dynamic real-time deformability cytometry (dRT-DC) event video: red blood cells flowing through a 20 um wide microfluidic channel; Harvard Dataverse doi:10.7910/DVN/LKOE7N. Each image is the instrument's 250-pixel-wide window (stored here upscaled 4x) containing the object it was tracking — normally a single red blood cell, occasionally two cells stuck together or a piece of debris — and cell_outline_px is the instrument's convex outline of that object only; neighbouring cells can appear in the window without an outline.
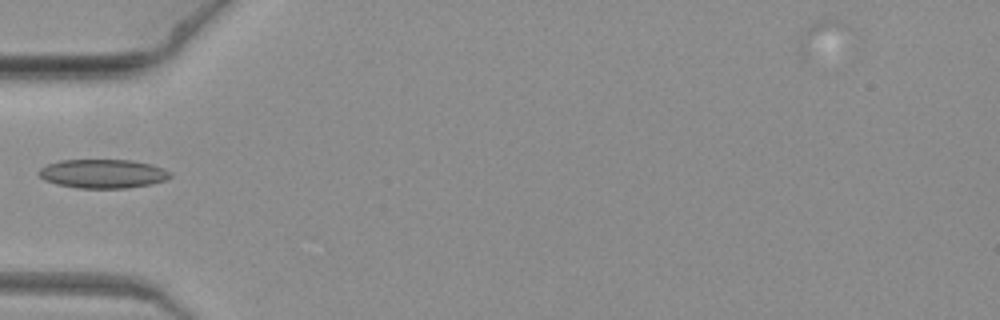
{"species": "common noctule bat (a hibernating species)", "species_latin": "Nyctalus noctula", "temperature_condition": "warm", "stored_images_in_passage": 12, "camera_frame_rate_fps": 3000, "um_per_image_px": 0.085, "animal": {"sex": "female", "body_mass_g": 19.3, "forearm_length_mm": 54.1}, "frame": {"image": 1, "passage_image": 4, "time_ms": 1.0, "image_size_px": [1000, 320], "cell_outline_px": [[172, 176], [164, 180], [152, 184], [128, 188], [76, 188], [56, 184], [44, 180], [36, 172], [40, 168], [48, 164], [60, 160], [132, 160], [152, 164], [164, 168], [172, 172]], "centroid_in_image_um": [8.75, 14.76], "position_along_channel_um": 76.2, "area_um2": 22.37}}
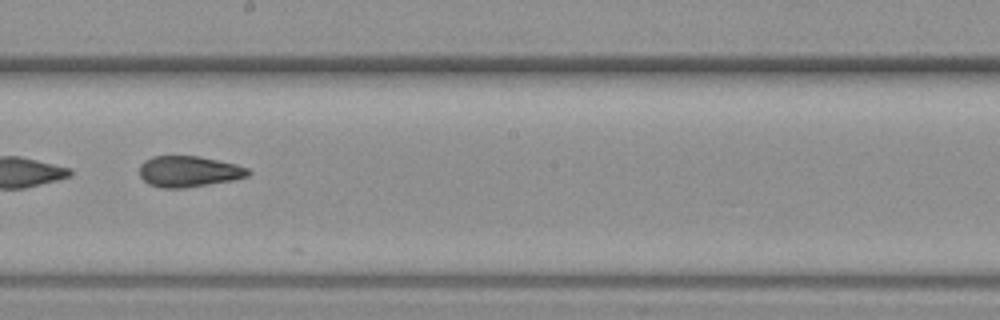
{"frame": {"image": 2, "passage_image": 9, "time_ms": 2.667, "image_size_px": [1000, 320], "cell_outline_px": [[252, 172], [248, 176], [232, 180], [184, 188], [160, 188], [148, 184], [140, 176], [140, 164], [144, 160], [152, 156], [200, 156], [236, 164], [248, 168]], "centroid_in_image_um": [16.03, 14.57], "position_along_channel_um": 232.2, "area_um2": 19.71}}
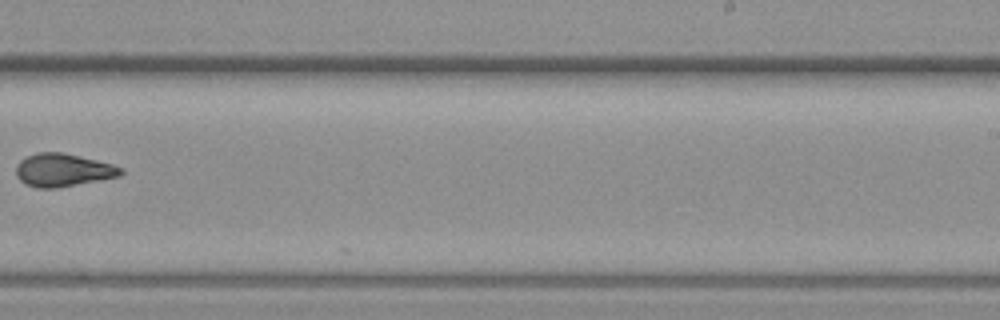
{"frame": {"image": 3, "passage_image": 10, "time_ms": 3.0, "image_size_px": [1000, 320], "cell_outline_px": [[124, 172], [120, 176], [56, 188], [36, 188], [24, 184], [16, 176], [16, 164], [20, 160], [36, 152], [60, 152], [96, 160], [112, 164], [124, 168]], "centroid_in_image_um": [5.33, 14.46], "position_along_channel_um": 283.7, "area_um2": 20.11}}